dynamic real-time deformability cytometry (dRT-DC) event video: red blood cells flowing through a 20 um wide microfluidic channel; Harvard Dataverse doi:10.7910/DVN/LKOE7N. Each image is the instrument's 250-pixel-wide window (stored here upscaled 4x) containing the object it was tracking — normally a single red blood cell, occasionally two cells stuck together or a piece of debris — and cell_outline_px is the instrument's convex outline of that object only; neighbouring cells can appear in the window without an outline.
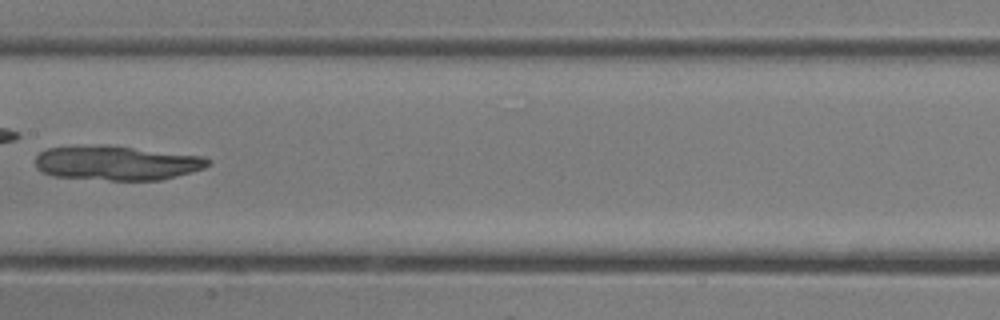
{"species": "common noctule bat (a hibernating species)", "species_latin": "Nyctalus noctula", "temperature_condition": "room temperature", "stored_images_in_passage": 24, "camera_frame_rate_fps": 3000, "um_per_image_px": 0.085, "animal": {"sex": "female"}, "frame": {"image": 1, "passage_image": 17, "time_ms": 5.333, "image_size_px": [1000, 320], "cell_outline_px": [[212, 160], [204, 168], [176, 176], [160, 180], [108, 180], [56, 176], [44, 172], [36, 168], [36, 156], [40, 152], [48, 148], [100, 144], [108, 144], [204, 156]], "centroid_in_image_um": [9.94, 13.83], "position_along_channel_um": 197.5, "area_um2": 34.8}}
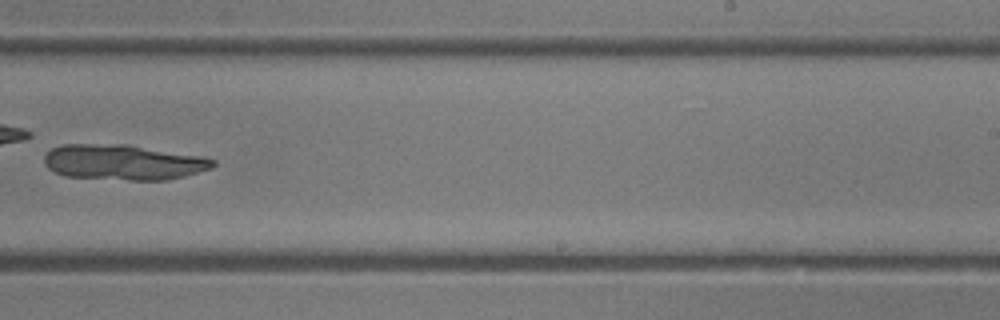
{"frame": {"image": 2, "passage_image": 21, "time_ms": 6.667, "image_size_px": [1000, 320], "cell_outline_px": [[216, 164], [212, 168], [168, 180], [128, 180], [64, 176], [48, 168], [44, 164], [44, 156], [52, 148], [64, 144], [128, 144], [204, 156], [216, 160]], "centroid_in_image_um": [10.51, 13.78], "position_along_channel_um": 278.5, "area_um2": 35.03}}